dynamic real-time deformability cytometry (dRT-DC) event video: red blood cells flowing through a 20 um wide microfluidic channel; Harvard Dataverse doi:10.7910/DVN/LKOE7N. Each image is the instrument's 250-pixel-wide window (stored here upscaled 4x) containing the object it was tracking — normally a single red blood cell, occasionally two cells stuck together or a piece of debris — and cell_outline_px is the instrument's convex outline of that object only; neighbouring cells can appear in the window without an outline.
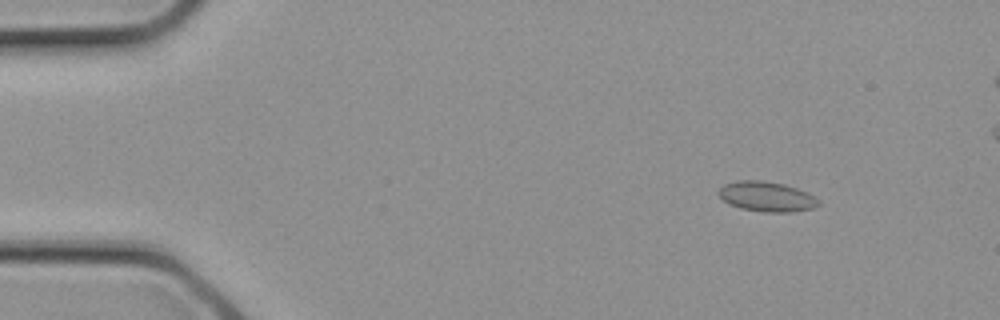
{"species": "common noctule bat (a hibernating species)", "species_latin": "Nyctalus noctula", "temperature_condition": "cold", "stored_images_in_passage": 2, "camera_frame_rate_fps": 3000, "um_per_image_px": 0.085, "animal": {"sex": "female", "body_mass_g": 21.9}, "frame": {"image": 1, "passage_image": 1, "time_ms": 0.0, "image_size_px": [1000, 320], "cell_outline_px": [[820, 204], [812, 208], [792, 212], [764, 212], [740, 208], [728, 204], [716, 192], [724, 184], [736, 180], [764, 180], [784, 184], [808, 192], [820, 200]], "centroid_in_image_um": [65.16, 16.7], "position_along_channel_um": 19.8, "area_um2": 17.63}}